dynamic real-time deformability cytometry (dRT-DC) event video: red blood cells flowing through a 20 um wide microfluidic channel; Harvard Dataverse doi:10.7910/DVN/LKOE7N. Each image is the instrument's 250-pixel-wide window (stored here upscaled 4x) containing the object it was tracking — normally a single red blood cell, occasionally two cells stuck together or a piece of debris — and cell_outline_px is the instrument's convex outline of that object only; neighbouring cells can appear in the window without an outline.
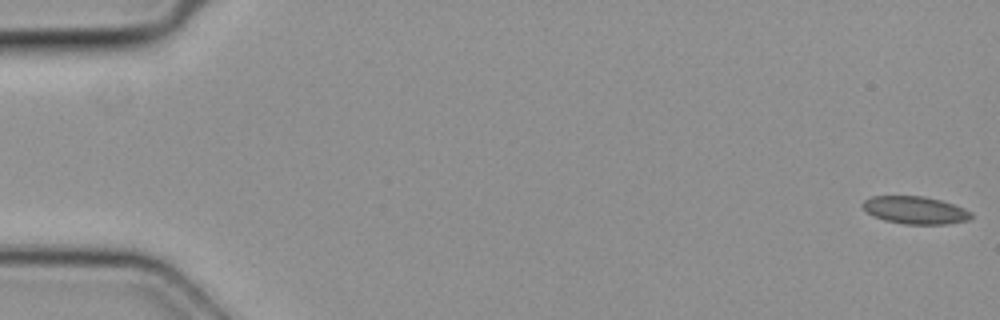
{"species": "common noctule bat (a hibernating species)", "species_latin": "Nyctalus noctula", "temperature_condition": "cold", "stored_images_in_passage": 50, "segment_of_instrument_passage": [1, 2], "camera_frame_rate_fps": 3000, "um_per_image_px": 0.085, "animal": {"sex": "female", "body_mass_g": 19.3, "forearm_length_mm": 54.1}, "frame": {"image": 1, "passage_image": 1, "time_ms": 0.0, "image_size_px": [1000, 320], "cell_outline_px": [[972, 216], [968, 220], [944, 224], [904, 224], [884, 220], [868, 212], [860, 204], [864, 200], [872, 196], [924, 196], [940, 200], [964, 208], [972, 212]], "centroid_in_image_um": [77.79, 17.86], "position_along_channel_um": 7.2, "area_um2": 17.28}}
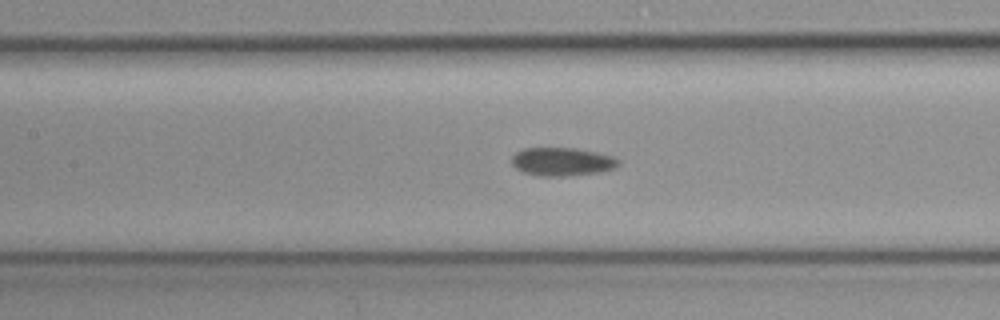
{"frame": {"image": 2, "passage_image": 23, "time_ms": 7.333, "image_size_px": [1000, 320], "cell_outline_px": [[620, 164], [616, 168], [600, 172], [568, 176], [540, 176], [524, 172], [516, 168], [512, 164], [512, 156], [516, 152], [524, 148], [576, 148], [596, 152], [612, 156], [620, 160]], "centroid_in_image_um": [47.8, 13.74], "position_along_channel_um": 159.6, "area_um2": 17.69}}
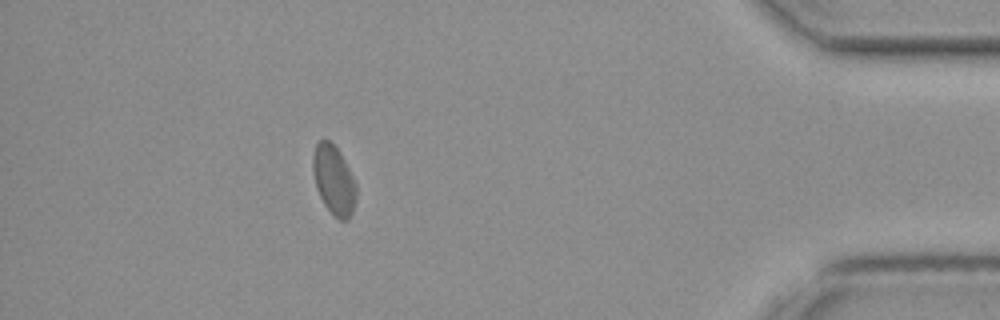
{"frame": {"image": 3, "passage_image": 44, "time_ms": 14.333, "image_size_px": [1000, 320], "cell_outline_px": [[356, 200], [352, 212], [348, 220], [340, 220], [324, 204], [316, 188], [312, 168], [312, 160], [316, 144], [320, 140], [328, 140], [340, 152], [356, 184]], "centroid_in_image_um": [28.37, 15.31], "position_along_channel_um": 406.8, "area_um2": 17.22}}